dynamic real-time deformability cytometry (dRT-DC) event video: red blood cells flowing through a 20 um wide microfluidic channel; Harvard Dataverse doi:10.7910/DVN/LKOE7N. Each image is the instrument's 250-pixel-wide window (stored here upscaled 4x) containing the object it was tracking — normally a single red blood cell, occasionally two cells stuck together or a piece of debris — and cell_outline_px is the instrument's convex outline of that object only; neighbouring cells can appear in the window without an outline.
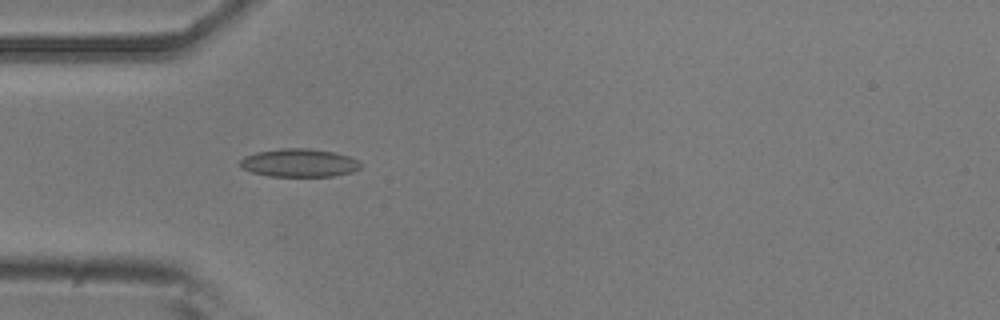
{"species": "common noctule bat (a hibernating species)", "species_latin": "Nyctalus noctula", "temperature_condition": "room temperature", "stored_images_in_passage": 6, "camera_frame_rate_fps": 3000, "um_per_image_px": 0.085, "animal": {"sex": "male", "body_mass_g": 20.5, "forearm_length_mm": 52.5}, "frame": {"image": 1, "passage_image": 3, "time_ms": 0.667, "image_size_px": [1000, 320], "cell_outline_px": [[360, 168], [352, 172], [336, 176], [268, 176], [252, 172], [240, 168], [240, 160], [244, 156], [256, 152], [280, 148], [308, 148], [336, 152], [360, 160]], "centroid_in_image_um": [25.43, 13.84], "position_along_channel_um": 59.6, "area_um2": 20.0}}
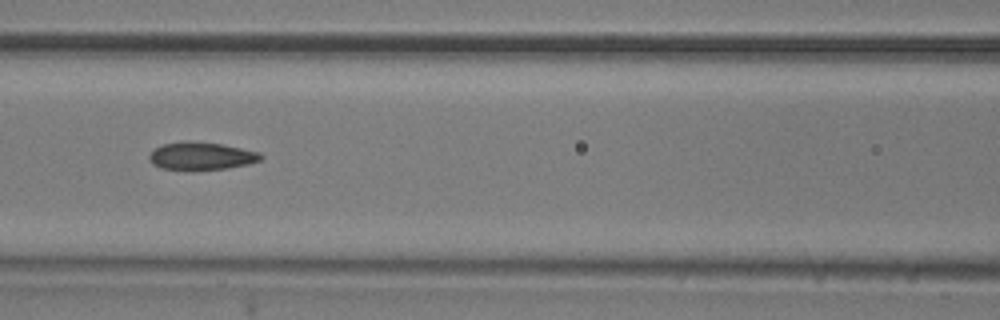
{"frame": {"image": 2, "passage_image": 5, "time_ms": 1.333, "image_size_px": [1000, 320], "cell_outline_px": [[264, 156], [260, 160], [248, 164], [228, 168], [192, 172], [160, 168], [152, 164], [148, 160], [148, 156], [156, 148], [164, 144], [184, 140], [188, 140], [220, 144], [260, 152]], "centroid_in_image_um": [17.07, 13.29], "position_along_channel_um": 149.5, "area_um2": 18.55}}
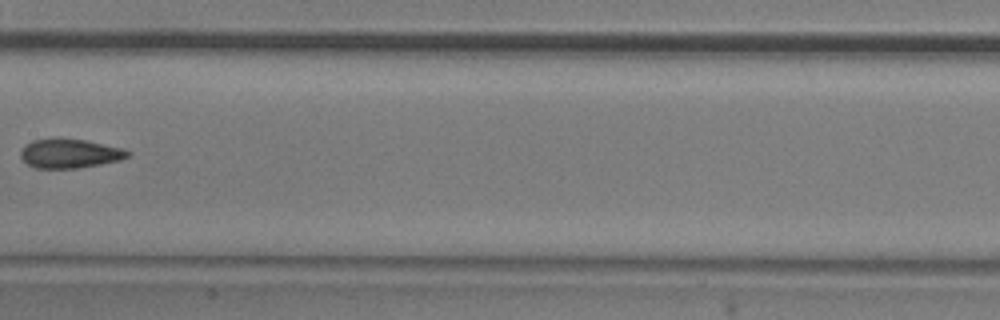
{"frame": {"image": 3, "passage_image": 6, "time_ms": 1.667, "image_size_px": [1000, 320], "cell_outline_px": [[132, 152], [128, 156], [120, 160], [80, 168], [36, 168], [28, 164], [20, 156], [20, 152], [24, 144], [32, 140], [52, 136], [56, 136], [88, 140], [124, 148]], "centroid_in_image_um": [5.92, 13.0], "position_along_channel_um": 201.5, "area_um2": 18.84}}